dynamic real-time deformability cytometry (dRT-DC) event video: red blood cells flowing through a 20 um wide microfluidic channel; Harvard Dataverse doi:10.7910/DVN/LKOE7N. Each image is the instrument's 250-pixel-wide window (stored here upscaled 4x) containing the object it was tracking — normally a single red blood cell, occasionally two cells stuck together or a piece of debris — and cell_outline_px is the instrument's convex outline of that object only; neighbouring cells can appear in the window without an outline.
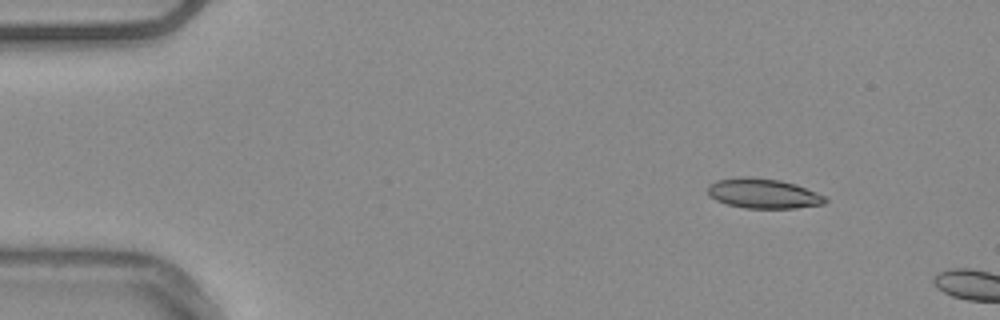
{"species": "common noctule bat (a hibernating species)", "species_latin": "Nyctalus noctula", "temperature_condition": "warm", "stored_images_in_passage": 4, "camera_frame_rate_fps": 3000, "um_per_image_px": 0.085, "animal": {"sex": "male", "body_mass_g": 20.4}, "frame": {"image": 1, "passage_image": 1, "time_ms": 0.0, "image_size_px": [1000, 320], "cell_outline_px": [[828, 200], [824, 204], [796, 208], [744, 208], [728, 204], [716, 200], [708, 196], [708, 184], [716, 180], [740, 176], [748, 176], [780, 180], [796, 184], [816, 192], [824, 196]], "centroid_in_image_um": [64.85, 16.44], "position_along_channel_um": 20.1, "area_um2": 20.58}}